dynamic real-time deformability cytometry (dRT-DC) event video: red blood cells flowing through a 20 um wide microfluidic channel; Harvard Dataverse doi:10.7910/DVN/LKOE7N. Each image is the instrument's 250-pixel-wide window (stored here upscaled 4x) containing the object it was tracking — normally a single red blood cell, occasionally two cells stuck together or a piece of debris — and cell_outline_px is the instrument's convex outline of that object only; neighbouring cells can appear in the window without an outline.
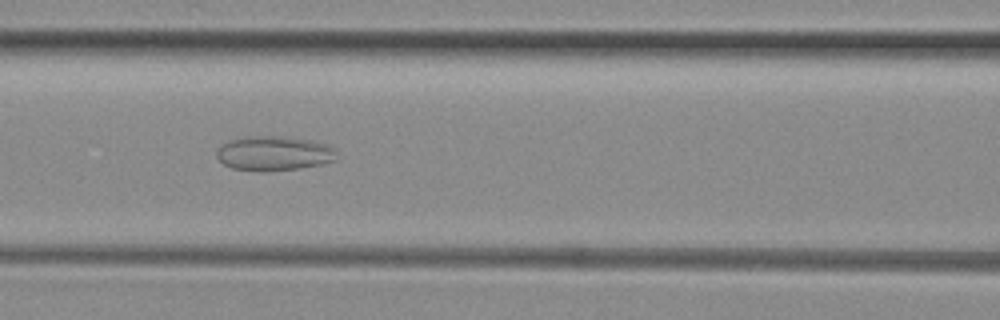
{"species": "common noctule bat (a hibernating species)", "species_latin": "Nyctalus noctula", "temperature_condition": "room temperature", "stored_images_in_passage": 40, "camera_frame_rate_fps": 3000, "um_per_image_px": 0.085, "animal": {"sex": "female", "body_mass_g": 29.2, "forearm_length_mm": 56.3}, "frame": {"image": 1, "passage_image": 20, "time_ms": 6.333, "image_size_px": [1000, 320], "cell_outline_px": [[336, 160], [324, 164], [300, 168], [260, 172], [232, 168], [224, 164], [216, 156], [216, 148], [220, 144], [244, 136], [280, 136], [308, 140], [328, 144], [336, 148]], "centroid_in_image_um": [23.28, 13.04], "position_along_channel_um": 143.3, "area_um2": 24.45}}
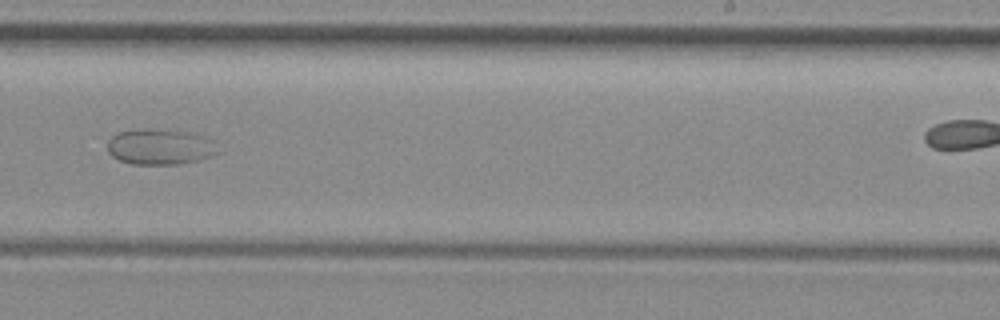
{"frame": {"image": 2, "passage_image": 30, "time_ms": 9.667, "image_size_px": [1000, 320], "cell_outline_px": [[224, 152], [200, 160], [180, 164], [132, 164], [120, 160], [112, 156], [108, 152], [108, 140], [112, 136], [120, 132], [144, 128], [188, 132], [208, 136], [216, 140]], "centroid_in_image_um": [13.74, 12.48], "position_along_channel_um": 275.3, "area_um2": 23.58}}
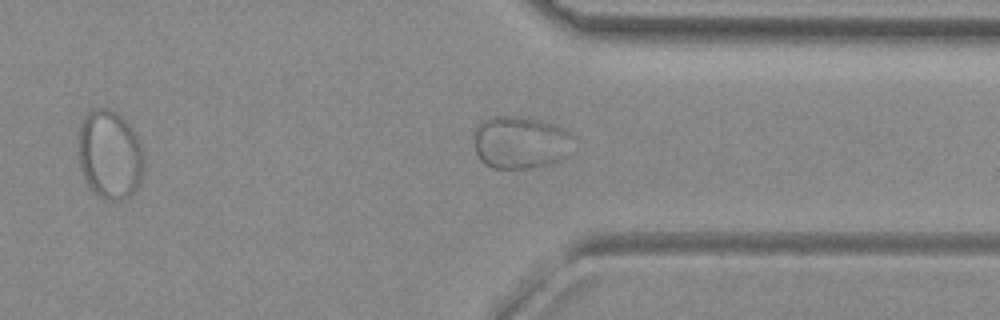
{"frame": {"image": 3, "passage_image": 37, "time_ms": 12.0, "image_size_px": [1000, 320], "cell_outline_px": [[576, 136], [568, 156], [560, 160], [548, 164], [532, 168], [492, 168], [484, 164], [480, 160], [476, 152], [476, 128], [484, 120], [492, 116], [516, 116], [536, 120], [552, 124]], "centroid_in_image_um": [44.27, 12.12], "position_along_channel_um": 367.1, "area_um2": 30.35}}